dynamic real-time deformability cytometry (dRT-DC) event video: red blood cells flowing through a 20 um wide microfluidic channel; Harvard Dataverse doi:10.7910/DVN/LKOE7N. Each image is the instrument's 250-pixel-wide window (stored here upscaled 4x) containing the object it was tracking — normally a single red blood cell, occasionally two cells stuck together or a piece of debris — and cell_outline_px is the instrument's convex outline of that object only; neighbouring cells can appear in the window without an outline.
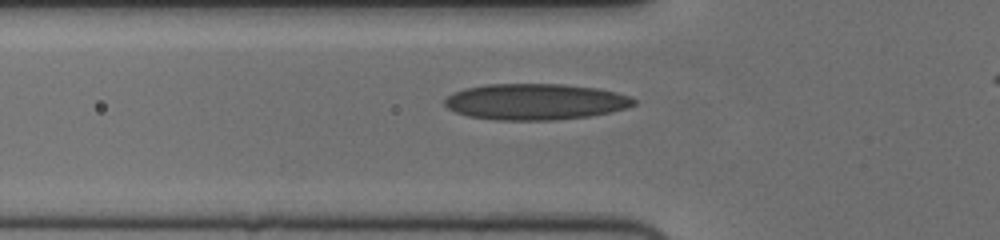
{"species": "human", "species_latin": "Homo sapiens", "temperature_condition": "cold", "stored_images_in_passage": 42, "camera_frame_rate_fps": 3000, "um_per_image_px": 0.085, "donor": {"sex": "female"}, "frame": {"image": 1, "passage_image": 11, "time_ms": 3.333, "image_size_px": [1000, 240], "cell_outline_px": [[636, 104], [628, 108], [588, 116], [556, 120], [496, 120], [468, 116], [456, 112], [448, 108], [444, 104], [444, 100], [452, 92], [464, 88], [484, 84], [564, 84], [596, 88], [616, 92], [632, 96], [636, 100]], "centroid_in_image_um": [45.5, 8.64], "position_along_channel_um": 80.3, "area_um2": 40.06}}
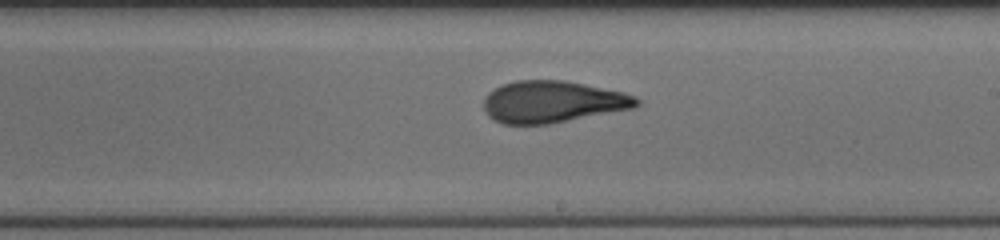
{"frame": {"image": 2, "passage_image": 24, "time_ms": 7.667, "image_size_px": [1000, 240], "cell_outline_px": [[640, 104], [636, 108], [552, 124], [504, 124], [492, 120], [488, 116], [484, 108], [484, 96], [488, 92], [500, 84], [516, 80], [564, 80], [624, 92], [636, 96], [640, 100]], "centroid_in_image_um": [46.98, 8.66], "position_along_channel_um": 242.0, "area_um2": 37.86}}
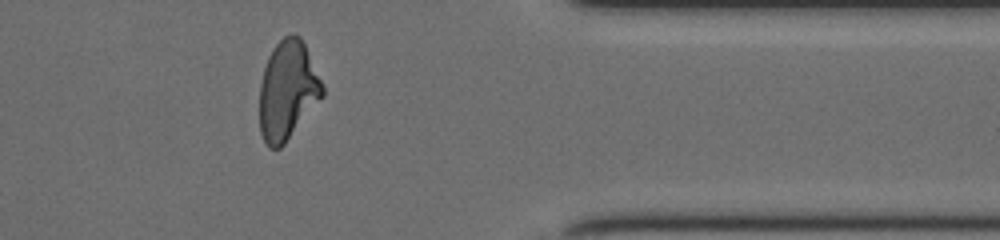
{"frame": {"image": 3, "passage_image": 37, "time_ms": 12.0, "image_size_px": [1000, 240], "cell_outline_px": [[324, 96], [284, 144], [280, 148], [268, 148], [264, 144], [260, 132], [260, 84], [264, 68], [268, 56], [272, 48], [284, 36], [292, 32], [300, 36], [324, 84]], "centroid_in_image_um": [24.45, 7.69], "position_along_channel_um": 387.0, "area_um2": 36.47}, "authors_computed_cell_mechanics": {"area_um2": 37.4833, "velocity_mm_per_s": 3.7329, "shape_relaxation_time_tau1_ms": 8.6399, "shape_relaxation_time_tau2_ms": 1.7338, "deformation_change_tau1": 0.2469, "deformation_change_tau2": 0.0841}}